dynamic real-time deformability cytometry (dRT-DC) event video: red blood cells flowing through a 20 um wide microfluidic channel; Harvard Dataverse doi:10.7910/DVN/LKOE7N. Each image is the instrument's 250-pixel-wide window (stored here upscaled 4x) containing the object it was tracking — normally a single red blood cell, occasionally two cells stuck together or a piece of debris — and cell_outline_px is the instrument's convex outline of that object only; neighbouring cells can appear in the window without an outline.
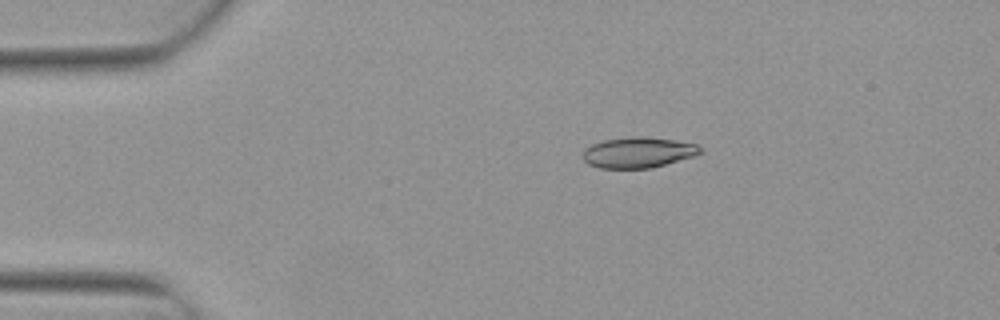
{"species": "Egyptian fruit bat (a non-hibernating species)", "species_latin": "Rousettus aegyptiacus", "temperature_condition": "warm", "stored_images_in_passage": 4, "camera_frame_rate_fps": 3000, "um_per_image_px": 0.085, "animal": {"sex": "female"}, "frame": {"image": 1, "passage_image": 3, "time_ms": 0.667, "image_size_px": [1000, 320], "cell_outline_px": [[704, 152], [696, 156], [652, 168], [600, 168], [588, 164], [584, 160], [584, 148], [592, 144], [604, 140], [632, 136], [644, 136], [672, 140], [696, 144], [704, 148]], "centroid_in_image_um": [54.29, 12.96], "position_along_channel_um": 30.7, "area_um2": 21.15}}